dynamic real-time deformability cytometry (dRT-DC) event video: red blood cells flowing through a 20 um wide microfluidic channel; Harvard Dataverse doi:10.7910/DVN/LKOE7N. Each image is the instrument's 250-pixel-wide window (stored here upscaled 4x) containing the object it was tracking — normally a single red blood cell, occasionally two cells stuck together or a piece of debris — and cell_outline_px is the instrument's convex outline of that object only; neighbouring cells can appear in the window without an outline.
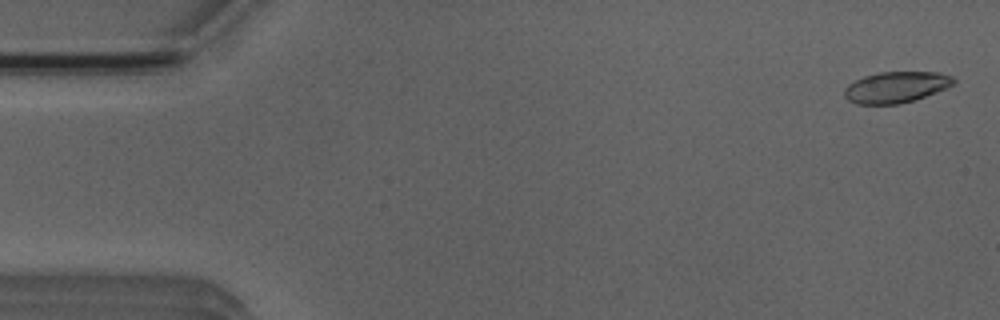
{"species": "Egyptian fruit bat (a non-hibernating species)", "species_latin": "Rousettus aegyptiacus", "temperature_condition": "room temperature", "stored_images_in_passage": 7, "camera_frame_rate_fps": 3000, "um_per_image_px": 0.085, "animal": {"sex": "male"}, "frame": {"image": 1, "passage_image": 1, "time_ms": 0.0, "image_size_px": [1000, 320], "cell_outline_px": [[956, 84], [948, 88], [900, 104], [856, 104], [848, 100], [844, 96], [844, 88], [848, 84], [864, 76], [880, 72], [940, 72], [952, 76], [956, 80]], "centroid_in_image_um": [76.18, 7.4], "position_along_channel_um": 8.8, "area_um2": 19.88}}
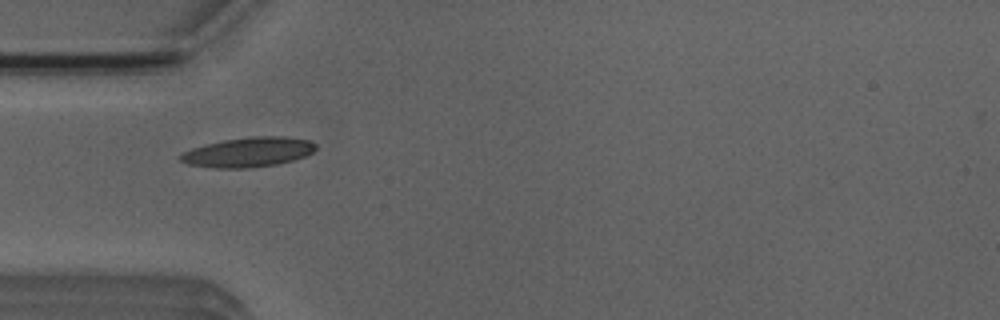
{"frame": {"image": 2, "passage_image": 4, "time_ms": 4.667, "image_size_px": [1000, 320], "cell_outline_px": [[316, 148], [312, 152], [304, 156], [292, 160], [276, 164], [244, 168], [216, 168], [188, 164], [180, 160], [180, 152], [204, 144], [224, 140], [252, 136], [288, 136], [308, 140], [316, 144]], "centroid_in_image_um": [21.08, 12.92], "position_along_channel_um": 63.9, "area_um2": 23.35}}
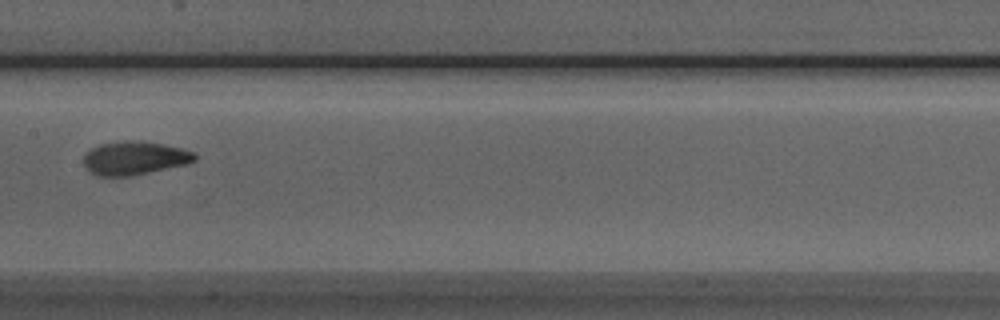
{"frame": {"image": 3, "passage_image": 7, "time_ms": 8.0, "image_size_px": [1000, 320], "cell_outline_px": [[196, 160], [188, 164], [128, 176], [96, 176], [84, 164], [84, 152], [100, 144], [124, 140], [140, 140], [180, 148], [196, 152]], "centroid_in_image_um": [11.44, 13.42], "position_along_channel_um": 196.0, "area_um2": 21.62}}